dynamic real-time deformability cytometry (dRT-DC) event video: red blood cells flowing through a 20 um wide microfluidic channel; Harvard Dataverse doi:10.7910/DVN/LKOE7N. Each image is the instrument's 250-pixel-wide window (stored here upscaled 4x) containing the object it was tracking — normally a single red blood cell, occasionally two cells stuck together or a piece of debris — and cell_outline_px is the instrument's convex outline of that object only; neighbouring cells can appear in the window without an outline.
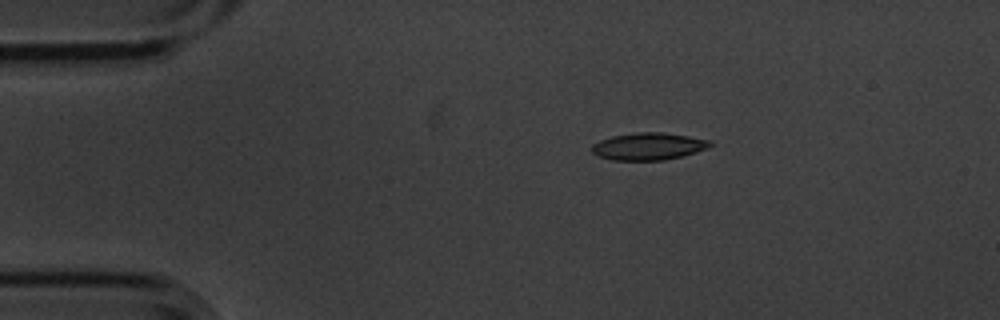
{"species": "common noctule bat (a hibernating species)", "species_latin": "Nyctalus noctula", "temperature_condition": "cold", "stored_images_in_passage": 8, "camera_frame_rate_fps": 3000, "um_per_image_px": 0.085, "animal": {"sex": "male", "body_mass_g": 20.1, "forearm_length_mm": 53.5}, "frame": {"image": 1, "passage_image": 3, "time_ms": 0.667, "image_size_px": [1000, 320], "cell_outline_px": [[712, 144], [708, 148], [696, 152], [664, 160], [612, 160], [596, 156], [592, 152], [592, 144], [600, 140], [612, 136], [636, 132], [660, 132], [688, 136], [708, 140]], "centroid_in_image_um": [55.07, 12.44], "position_along_channel_um": 29.9, "area_um2": 18.67}}
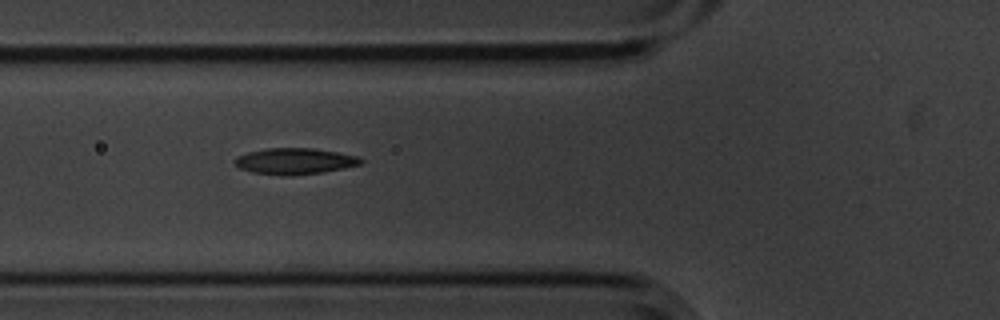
{"frame": {"image": 2, "passage_image": 6, "time_ms": 1.667, "image_size_px": [1000, 320], "cell_outline_px": [[364, 160], [360, 164], [344, 168], [320, 172], [288, 176], [280, 176], [252, 172], [240, 168], [232, 160], [236, 156], [248, 152], [268, 148], [316, 148], [360, 156]], "centroid_in_image_um": [25.05, 13.69], "position_along_channel_um": 100.7, "area_um2": 19.36}}
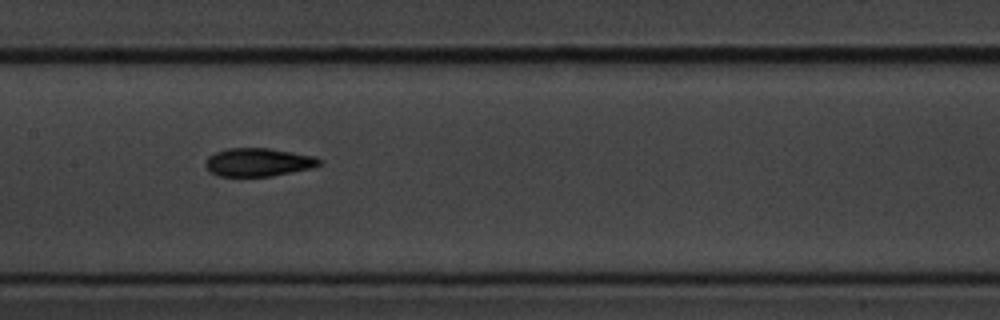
{"frame": {"image": 3, "passage_image": 8, "time_ms": 2.333, "image_size_px": [1000, 320], "cell_outline_px": [[320, 164], [312, 168], [272, 176], [216, 176], [208, 172], [204, 164], [208, 156], [216, 152], [228, 148], [268, 148], [292, 152], [312, 156], [320, 160]], "centroid_in_image_um": [21.88, 13.8], "position_along_channel_um": 185.5, "area_um2": 18.73}}